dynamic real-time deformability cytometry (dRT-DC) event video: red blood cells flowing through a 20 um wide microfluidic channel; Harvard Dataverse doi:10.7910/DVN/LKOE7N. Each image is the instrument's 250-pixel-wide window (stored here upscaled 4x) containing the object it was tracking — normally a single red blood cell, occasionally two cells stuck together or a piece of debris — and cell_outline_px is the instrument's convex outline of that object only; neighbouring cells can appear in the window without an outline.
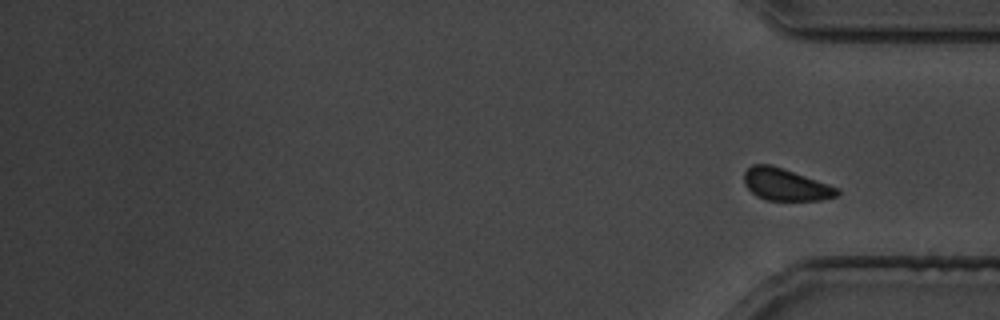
{"species": "common noctule bat (a hibernating species)", "species_latin": "Nyctalus noctula", "temperature_condition": "cold", "stored_images_in_passage": 29, "segment_of_instrument_passage": [2, 2], "camera_frame_rate_fps": 3000, "um_per_image_px": 0.085, "animal": {"sex": "male", "body_mass_g": 19.5, "forearm_length_mm": 54.6}, "frame": {"image": 1, "passage_image": 29, "time_ms": 34.667, "image_size_px": [1000, 320], "cell_outline_px": [[840, 196], [820, 200], [768, 200], [756, 196], [744, 184], [744, 172], [752, 164], [772, 164], [784, 168], [828, 184], [836, 188], [840, 192]], "centroid_in_image_um": [66.76, 15.68], "position_along_channel_um": 368.4, "area_um2": 17.4}}